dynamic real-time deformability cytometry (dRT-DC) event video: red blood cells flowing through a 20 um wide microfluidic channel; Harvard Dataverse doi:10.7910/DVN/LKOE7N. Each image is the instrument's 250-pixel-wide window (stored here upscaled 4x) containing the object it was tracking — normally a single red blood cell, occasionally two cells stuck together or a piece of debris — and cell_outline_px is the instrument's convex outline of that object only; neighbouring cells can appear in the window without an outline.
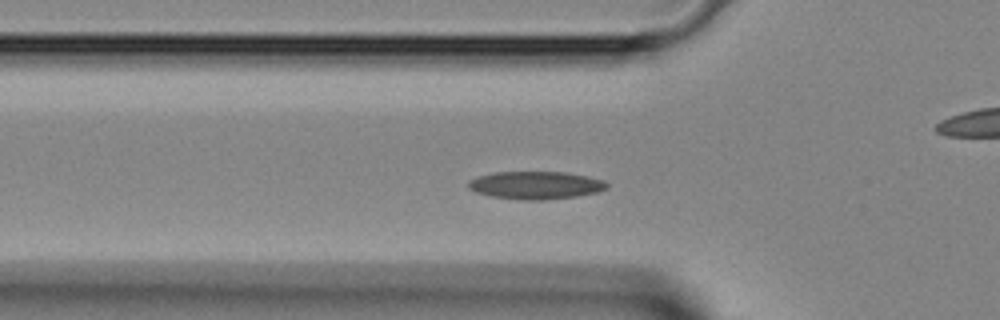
{"species": "Egyptian fruit bat (a non-hibernating species)", "species_latin": "Rousettus aegyptiacus", "temperature_condition": "room temperature", "stored_images_in_passage": 42, "camera_frame_rate_fps": 3000, "um_per_image_px": 0.085, "animal": {"sex": "female"}, "frame": {"image": 1, "passage_image": 11, "time_ms": 3.333, "image_size_px": [1000, 320], "cell_outline_px": [[608, 188], [596, 192], [576, 196], [544, 200], [520, 200], [492, 196], [476, 192], [468, 188], [468, 180], [476, 176], [492, 172], [568, 172], [604, 180], [608, 184]], "centroid_in_image_um": [45.51, 15.74], "position_along_channel_um": 80.3, "area_um2": 22.54}}
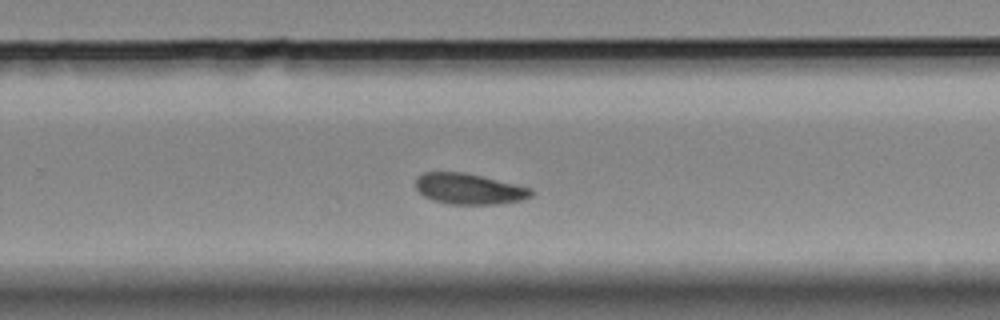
{"frame": {"image": 2, "passage_image": 25, "time_ms": 8.0, "image_size_px": [1000, 320], "cell_outline_px": [[532, 196], [520, 200], [500, 204], [448, 204], [432, 200], [424, 196], [416, 188], [416, 176], [424, 172], [464, 172], [516, 184], [532, 188]], "centroid_in_image_um": [39.85, 16.05], "position_along_channel_um": 289.9, "area_um2": 20.75}}
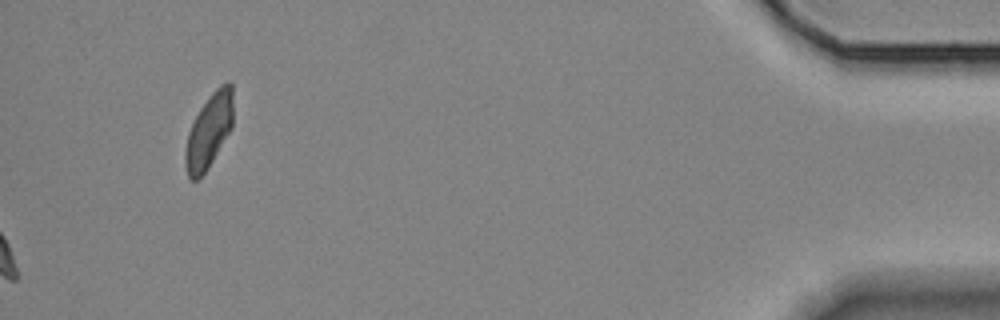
{"frame": {"image": 3, "passage_image": 42, "time_ms": 13.667, "image_size_px": [1000, 320], "cell_outline_px": [[232, 128], [200, 180], [192, 180], [188, 176], [184, 164], [184, 152], [188, 132], [200, 108], [208, 96], [220, 84], [228, 80], [232, 84]], "centroid_in_image_um": [17.75, 11.13], "position_along_channel_um": 417.5, "area_um2": 20.75}}